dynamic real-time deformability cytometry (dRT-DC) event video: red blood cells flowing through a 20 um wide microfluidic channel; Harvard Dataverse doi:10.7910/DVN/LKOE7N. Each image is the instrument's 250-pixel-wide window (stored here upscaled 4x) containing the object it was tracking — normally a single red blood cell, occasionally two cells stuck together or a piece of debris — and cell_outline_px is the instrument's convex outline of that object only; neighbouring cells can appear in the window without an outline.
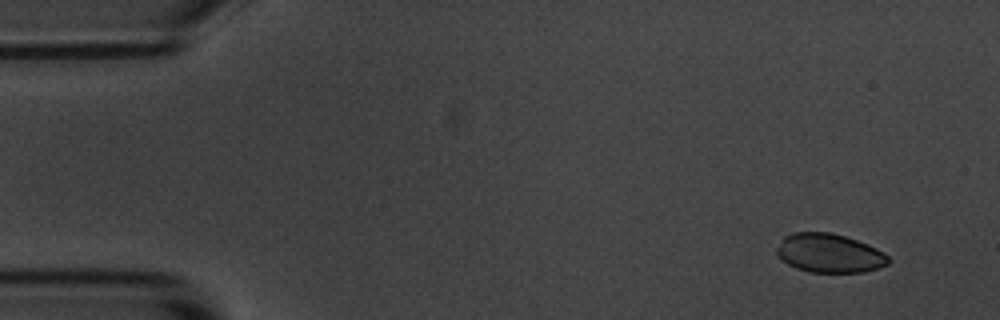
{"species": "common noctule bat (a hibernating species)", "species_latin": "Nyctalus noctula", "temperature_condition": "room temperature", "stored_images_in_passage": 6, "camera_frame_rate_fps": 3000, "um_per_image_px": 0.085, "animal": {"sex": "male", "body_mass_g": 20.1, "forearm_length_mm": 53.5}, "frame": {"image": 1, "passage_image": 1, "time_ms": 0.0, "image_size_px": [1000, 320], "cell_outline_px": [[892, 260], [888, 264], [864, 272], [808, 272], [796, 268], [788, 264], [776, 256], [776, 248], [784, 236], [792, 232], [832, 232], [868, 244], [884, 252]], "centroid_in_image_um": [70.48, 21.52], "position_along_channel_um": 14.5, "area_um2": 25.49}}
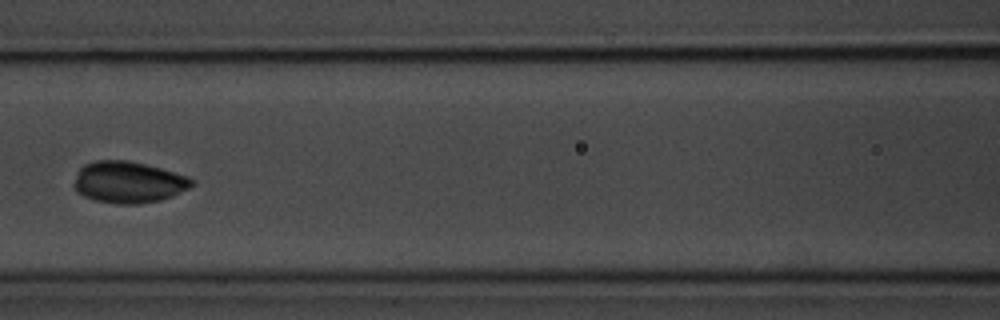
{"frame": {"image": 2, "passage_image": 6, "time_ms": 6.667, "image_size_px": [1000, 320], "cell_outline_px": [[196, 184], [172, 196], [160, 200], [136, 204], [116, 204], [96, 200], [84, 196], [76, 192], [72, 184], [80, 168], [84, 164], [96, 160], [128, 160], [160, 168], [188, 176], [196, 180]], "centroid_in_image_um": [10.91, 15.48], "position_along_channel_um": 155.7, "area_um2": 28.61}}